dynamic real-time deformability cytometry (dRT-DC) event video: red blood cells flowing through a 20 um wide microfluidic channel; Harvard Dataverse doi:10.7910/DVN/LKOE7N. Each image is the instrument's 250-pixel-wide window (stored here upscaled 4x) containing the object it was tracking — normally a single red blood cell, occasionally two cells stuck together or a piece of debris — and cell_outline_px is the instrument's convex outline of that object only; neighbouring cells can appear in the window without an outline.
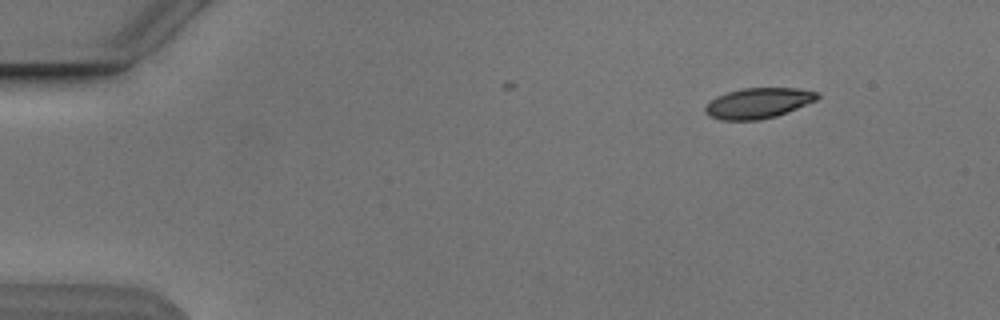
{"species": "Egyptian fruit bat (a non-hibernating species)", "species_latin": "Rousettus aegyptiacus", "temperature_condition": "cold", "stored_images_in_passage": 4, "camera_frame_rate_fps": 3000, "um_per_image_px": 0.085, "animal": {"sex": "male"}, "frame": {"image": 1, "passage_image": 1, "time_ms": 0.0, "image_size_px": [1000, 320], "cell_outline_px": [[820, 96], [816, 100], [776, 116], [760, 120], [720, 120], [708, 116], [704, 112], [704, 108], [716, 96], [728, 92], [744, 88], [796, 88], [820, 92]], "centroid_in_image_um": [64.44, 8.77], "position_along_channel_um": 20.6, "area_um2": 19.83}}
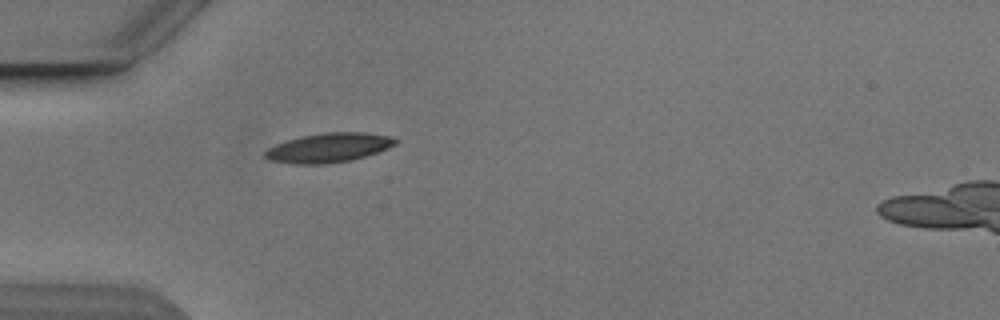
{"frame": {"image": 2, "passage_image": 4, "time_ms": 3.333, "image_size_px": [1000, 320], "cell_outline_px": [[400, 140], [396, 144], [388, 148], [352, 160], [324, 164], [292, 164], [268, 160], [264, 156], [264, 152], [268, 148], [276, 144], [300, 136], [324, 132], [364, 132], [388, 136]], "centroid_in_image_um": [27.91, 12.55], "position_along_channel_um": 57.1, "area_um2": 22.31}}